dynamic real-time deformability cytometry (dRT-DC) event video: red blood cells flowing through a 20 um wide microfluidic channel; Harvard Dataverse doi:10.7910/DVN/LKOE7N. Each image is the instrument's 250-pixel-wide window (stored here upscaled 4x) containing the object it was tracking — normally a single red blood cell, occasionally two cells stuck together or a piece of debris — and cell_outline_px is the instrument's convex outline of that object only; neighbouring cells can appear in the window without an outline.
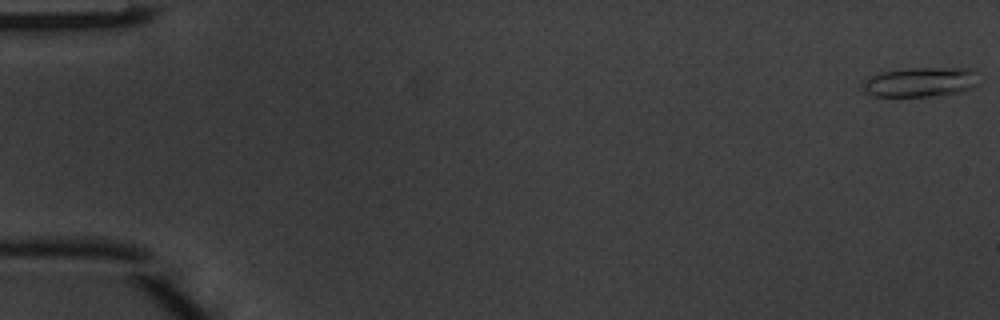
{"species": "common noctule bat (a hibernating species)", "species_latin": "Nyctalus noctula", "temperature_condition": "warm", "stored_images_in_passage": 50, "camera_frame_rate_fps": 3000, "um_per_image_px": 0.085, "animal": {"sex": "male", "body_mass_g": 20.1, "forearm_length_mm": 53.5}, "frame": {"image": 1, "passage_image": 1, "time_ms": 0.0, "image_size_px": [1000, 320], "cell_outline_px": [[976, 84], [972, 88], [960, 92], [928, 96], [872, 96], [864, 92], [860, 84], [868, 76], [880, 72], [908, 68], [972, 68], [976, 72]], "centroid_in_image_um": [78.17, 6.97], "position_along_channel_um": 6.8, "area_um2": 20.17}}
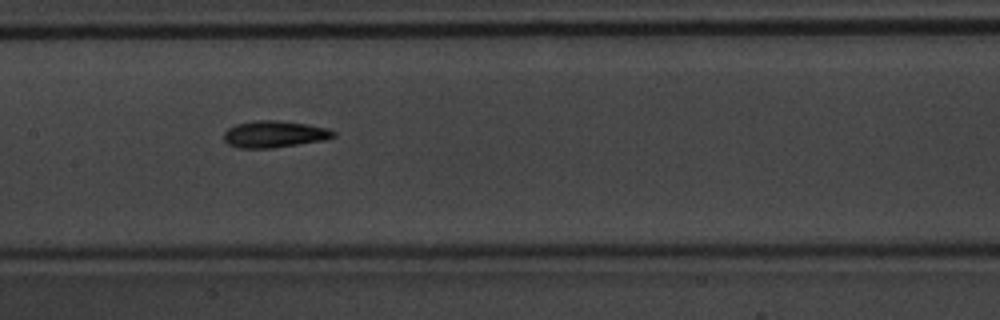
{"frame": {"image": 2, "passage_image": 25, "time_ms": 8.0, "image_size_px": [1000, 320], "cell_outline_px": [[336, 136], [324, 140], [272, 148], [240, 148], [228, 144], [224, 140], [224, 132], [228, 128], [236, 124], [256, 120], [276, 120], [308, 124], [328, 128], [336, 132]], "centroid_in_image_um": [23.33, 11.4], "position_along_channel_um": 184.1, "area_um2": 17.11}}
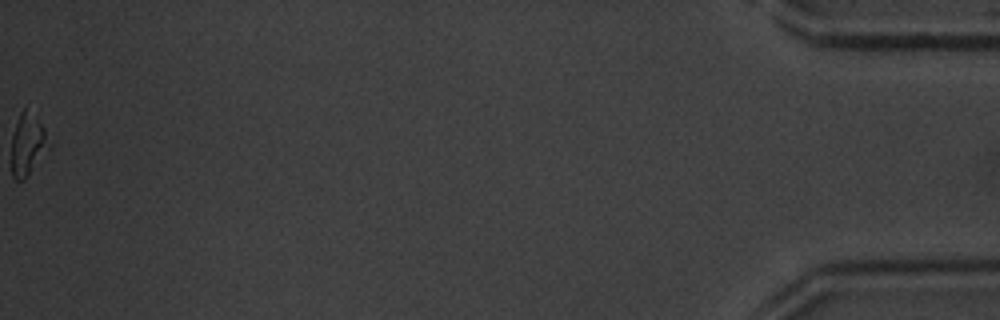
{"frame": {"image": 3, "passage_image": 50, "time_ms": 16.333, "image_size_px": [1000, 320], "cell_outline_px": [[44, 136], [28, 176], [24, 180], [16, 180], [12, 176], [12, 136], [20, 112], [24, 108], [44, 128]], "centroid_in_image_um": [2.17, 12.29], "position_along_channel_um": 433.0, "area_um2": 11.33}, "authors_computed_cell_mechanics": {"area_um2": 16.4441, "velocity_mm_per_s": 4.1475, "shape_relaxation_time_tau1_ms": 3.9248, "shape_relaxation_time_tau2_ms": 5.0851, "deformation_change_tau1": 0.1733, "deformation_change_tau2": 0.1361}}